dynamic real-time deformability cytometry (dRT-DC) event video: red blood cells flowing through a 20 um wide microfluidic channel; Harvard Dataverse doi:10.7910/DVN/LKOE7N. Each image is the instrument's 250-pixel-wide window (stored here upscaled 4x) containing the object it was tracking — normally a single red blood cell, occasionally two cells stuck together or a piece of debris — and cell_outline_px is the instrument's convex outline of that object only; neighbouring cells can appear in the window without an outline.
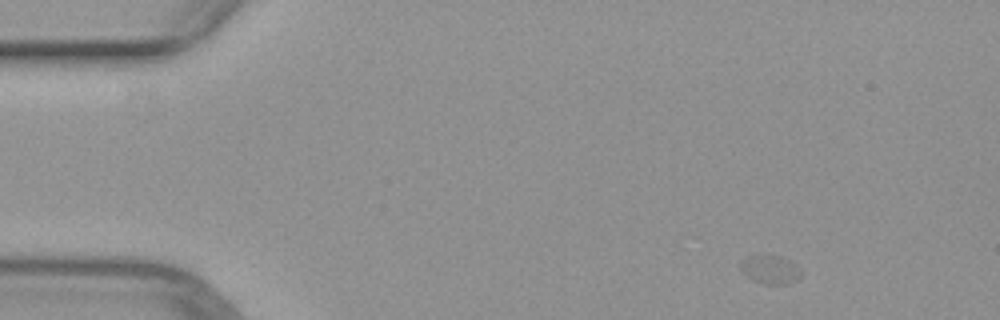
{"species": "common noctule bat (a hibernating species)", "species_latin": "Nyctalus noctula", "temperature_condition": "warm", "stored_images_in_passage": 21, "camera_frame_rate_fps": 3000, "um_per_image_px": 0.085, "animal": {"sex": "female", "body_mass_g": 29.2, "forearm_length_mm": 56.3}, "frame": {"image": 1, "passage_image": 1, "time_ms": 0.0, "image_size_px": [1000, 320], "cell_outline_px": [[800, 276], [796, 280], [788, 284], [764, 284], [752, 280], [740, 268], [740, 260], [748, 256], [780, 256], [792, 260], [800, 268]], "centroid_in_image_um": [65.49, 22.91], "position_along_channel_um": 19.5, "area_um2": 10.06}}
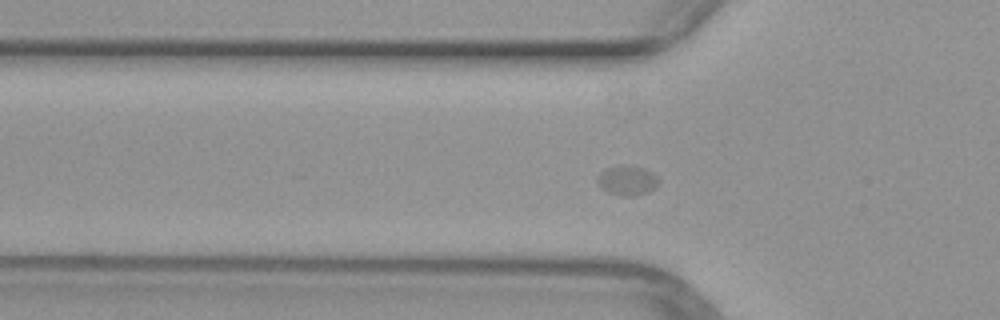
{"frame": {"image": 2, "passage_image": 12, "time_ms": 3.667, "image_size_px": [1000, 320], "cell_outline_px": [[660, 180], [656, 188], [648, 192], [636, 196], [620, 196], [608, 192], [600, 188], [596, 184], [596, 176], [604, 168], [644, 168], [652, 172]], "centroid_in_image_um": [53.29, 15.4], "position_along_channel_um": 72.5, "area_um2": 10.46}}
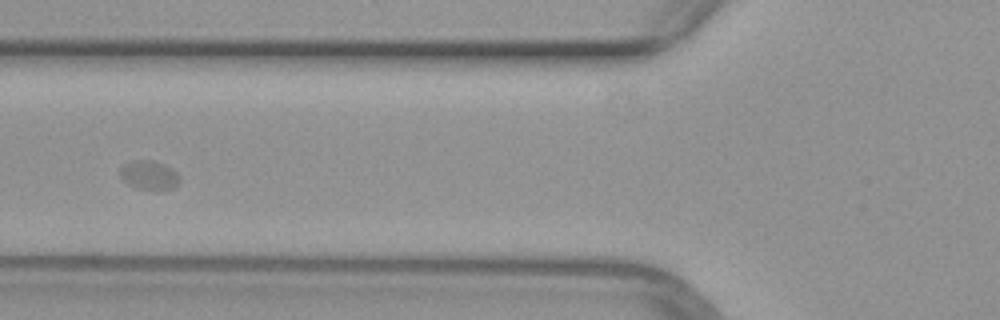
{"frame": {"image": 3, "passage_image": 15, "time_ms": 4.667, "image_size_px": [1000, 320], "cell_outline_px": [[180, 180], [172, 188], [156, 192], [136, 188], [128, 184], [120, 176], [120, 168], [124, 164], [136, 160], [148, 160], [164, 164], [176, 172]], "centroid_in_image_um": [12.66, 14.92], "position_along_channel_um": 113.1, "area_um2": 10.12}}